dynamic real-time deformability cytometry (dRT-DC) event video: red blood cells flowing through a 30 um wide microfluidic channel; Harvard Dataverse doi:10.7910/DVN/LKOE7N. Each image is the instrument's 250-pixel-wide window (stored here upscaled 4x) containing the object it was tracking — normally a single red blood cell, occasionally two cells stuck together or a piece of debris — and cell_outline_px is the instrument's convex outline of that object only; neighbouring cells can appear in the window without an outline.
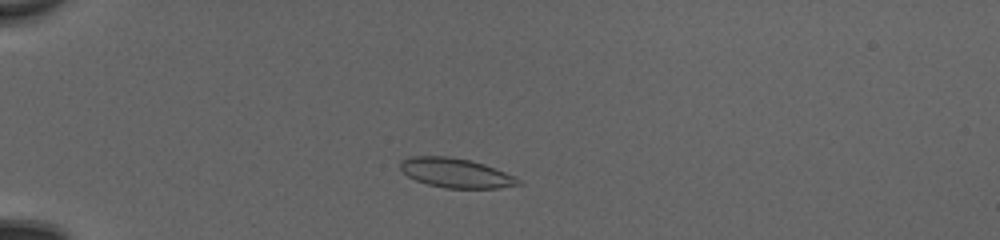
{"species": "common noctule bat (a hibernating species)", "species_latin": "Nyctalus noctula", "temperature_condition": "cold", "stored_images_in_passage": 44, "camera_frame_rate_fps": 3000, "um_per_image_px": 0.085, "animal": {"sex": "female", "body_mass_g": 20.0, "forearm_length_mm": 54.0}, "frame": {"image": 1, "passage_image": 8, "time_ms": 2.333, "image_size_px": [1000, 240], "cell_outline_px": [[524, 184], [500, 188], [444, 188], [428, 184], [416, 180], [408, 176], [400, 168], [400, 160], [408, 156], [448, 156], [472, 160], [496, 168], [516, 176]], "centroid_in_image_um": [38.78, 14.69], "position_along_channel_um": 46.2, "area_um2": 20.52}}
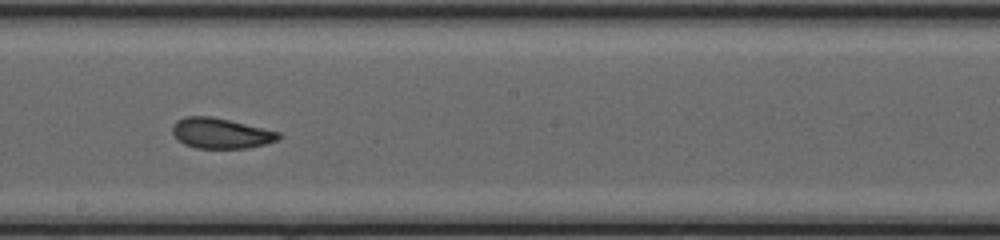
{"frame": {"image": 2, "passage_image": 24, "time_ms": 7.667, "image_size_px": [1000, 240], "cell_outline_px": [[284, 136], [276, 140], [264, 144], [248, 148], [196, 148], [184, 144], [172, 132], [172, 124], [176, 120], [184, 116], [212, 116], [264, 128], [280, 132]], "centroid_in_image_um": [18.77, 11.32], "position_along_channel_um": 229.4, "area_um2": 18.84}}
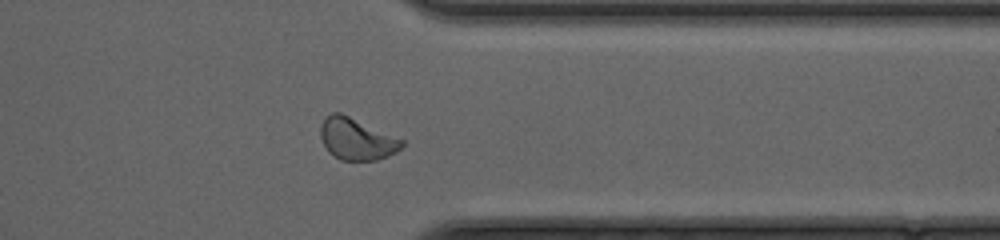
{"frame": {"image": 3, "passage_image": 35, "time_ms": 11.333, "image_size_px": [1000, 240], "cell_outline_px": [[404, 144], [396, 152], [388, 156], [376, 160], [340, 160], [332, 156], [328, 152], [320, 136], [320, 124], [332, 112], [340, 112], [404, 140]], "centroid_in_image_um": [30.29, 11.82], "position_along_channel_um": 381.1, "area_um2": 19.71}, "authors_computed_cell_mechanics": {"area_um2": 19.7098, "velocity_mm_per_s": 4.1825, "shape_relaxation_time_tau1_ms": 3.7722, "shape_relaxation_time_tau2_ms": 1.5027, "deformation_change_tau1": 0.0899, "deformation_change_tau2": 0.057}}